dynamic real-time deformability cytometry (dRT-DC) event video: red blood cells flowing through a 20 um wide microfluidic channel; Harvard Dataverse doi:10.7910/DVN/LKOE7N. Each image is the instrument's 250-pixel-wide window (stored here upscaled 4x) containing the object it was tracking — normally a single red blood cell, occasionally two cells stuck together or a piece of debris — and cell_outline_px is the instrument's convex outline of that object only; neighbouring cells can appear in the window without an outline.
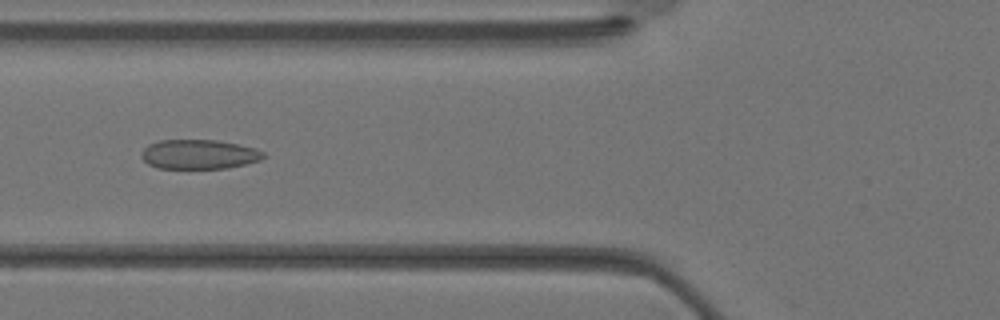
{"species": "Egyptian fruit bat (a non-hibernating species)", "species_latin": "Rousettus aegyptiacus", "temperature_condition": "warm", "stored_images_in_passage": 25, "camera_frame_rate_fps": 3000, "um_per_image_px": 0.085, "animal": {"sex": "female"}, "frame": {"image": 1, "passage_image": 3, "time_ms": 0.667, "image_size_px": [1000, 320], "cell_outline_px": [[268, 156], [260, 160], [228, 168], [156, 168], [148, 164], [140, 156], [140, 152], [148, 144], [160, 140], [216, 140], [256, 148], [264, 152]], "centroid_in_image_um": [16.9, 13.11], "position_along_channel_um": 108.9, "area_um2": 21.04}}